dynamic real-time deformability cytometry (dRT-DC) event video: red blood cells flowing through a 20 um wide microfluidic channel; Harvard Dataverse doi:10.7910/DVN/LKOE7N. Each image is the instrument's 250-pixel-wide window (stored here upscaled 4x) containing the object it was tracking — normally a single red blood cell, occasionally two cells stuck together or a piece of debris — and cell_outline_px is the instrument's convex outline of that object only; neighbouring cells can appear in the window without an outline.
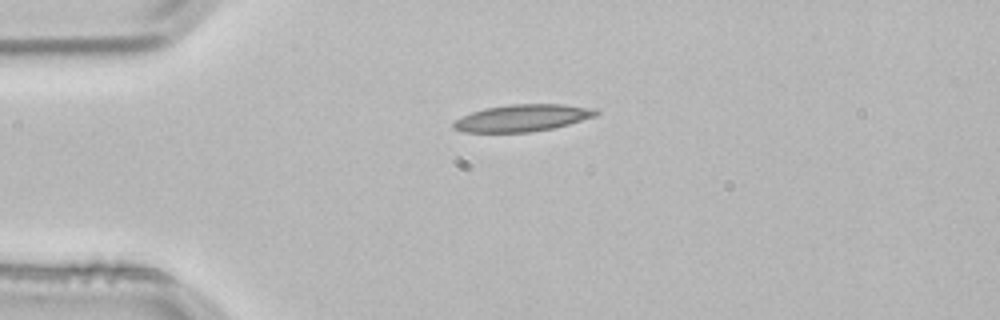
{"species": "common noctule bat (a hibernating species)", "species_latin": "Nyctalus noctula", "temperature_condition": "room temperature", "stored_images_in_passage": 3, "camera_frame_rate_fps": 3000, "um_per_image_px": 0.085, "animal": {"sex": "male", "body_mass_g": 21.5, "forearm_length_mm": 52.0}, "frame": {"image": 1, "passage_image": 3, "time_ms": 0.667, "image_size_px": [1000, 320], "cell_outline_px": [[600, 112], [596, 116], [568, 124], [552, 128], [528, 132], [464, 132], [452, 128], [452, 124], [456, 120], [472, 112], [484, 108], [508, 104], [564, 104], [592, 108]], "centroid_in_image_um": [44.4, 10.02], "position_along_channel_um": 40.6, "area_um2": 22.25}}